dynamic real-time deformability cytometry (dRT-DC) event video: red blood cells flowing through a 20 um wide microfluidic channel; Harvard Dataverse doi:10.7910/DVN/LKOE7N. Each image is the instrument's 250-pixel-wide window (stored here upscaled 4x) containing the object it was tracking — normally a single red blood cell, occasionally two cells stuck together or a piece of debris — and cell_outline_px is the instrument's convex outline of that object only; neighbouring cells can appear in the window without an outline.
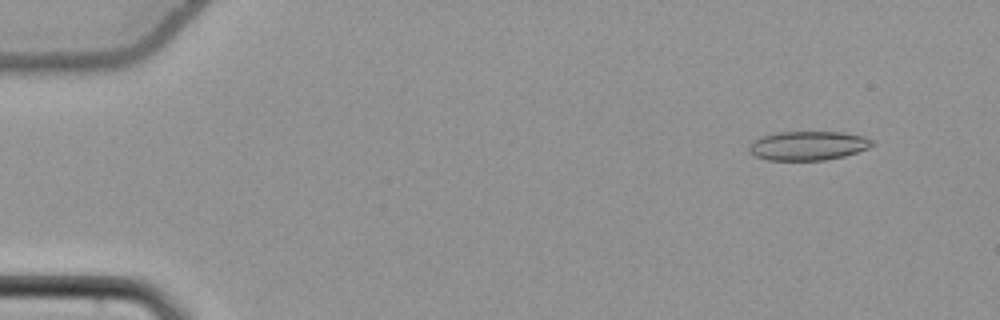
{"species": "common noctule bat (a hibernating species)", "species_latin": "Nyctalus noctula", "temperature_condition": "cold", "stored_images_in_passage": 54, "camera_frame_rate_fps": 3000, "um_per_image_px": 0.085, "animal": {"sex": "female", "body_mass_g": 22.7, "forearm_length_mm": 54.2}, "frame": {"image": 1, "passage_image": 5, "time_ms": 1.333, "image_size_px": [1000, 320], "cell_outline_px": [[876, 144], [868, 148], [844, 156], [824, 160], [768, 160], [756, 156], [748, 148], [748, 144], [752, 140], [760, 136], [776, 132], [844, 132], [864, 136], [876, 140]], "centroid_in_image_um": [68.71, 12.37], "position_along_channel_um": 16.3, "area_um2": 21.1}}
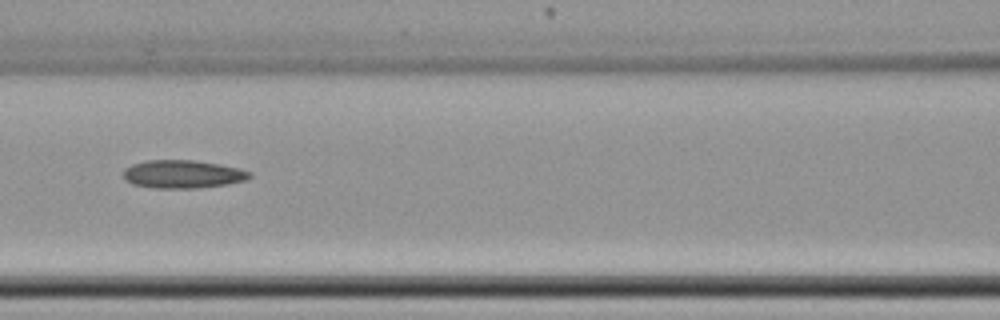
{"frame": {"image": 2, "passage_image": 25, "time_ms": 8.0, "image_size_px": [1000, 320], "cell_outline_px": [[252, 176], [248, 180], [228, 184], [200, 188], [152, 188], [132, 184], [124, 180], [124, 168], [132, 164], [148, 160], [196, 160], [220, 164], [240, 168], [252, 172]], "centroid_in_image_um": [15.56, 14.8], "position_along_channel_um": 151.0, "area_um2": 21.04}}
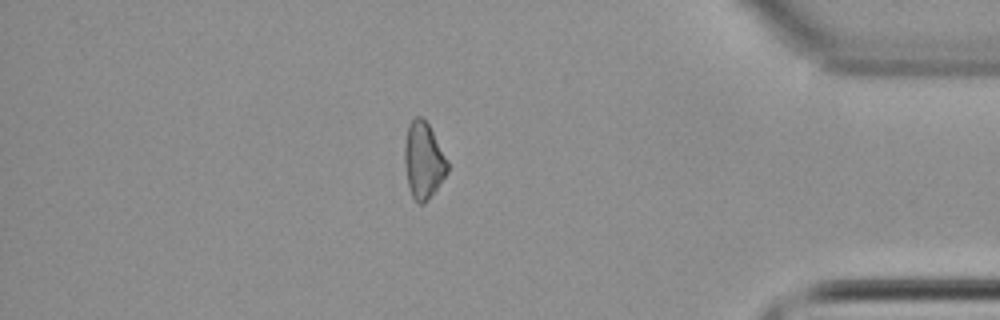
{"frame": {"image": 3, "passage_image": 47, "time_ms": 15.333, "image_size_px": [1000, 320], "cell_outline_px": [[448, 172], [428, 200], [424, 204], [416, 204], [412, 196], [408, 184], [404, 164], [404, 144], [408, 124], [416, 116], [420, 116], [428, 124], [448, 160]], "centroid_in_image_um": [35.98, 13.66], "position_along_channel_um": 399.2, "area_um2": 19.19}, "authors_computed_cell_mechanics": {"area_um2": 20.4323, "velocity_mm_per_s": 3.8449, "shape_relaxation_time_tau1_ms": null, "shape_relaxation_time_tau2_ms": 8.7994, "deformation_change_tau1": null, "deformation_change_tau2": 0.1981}}